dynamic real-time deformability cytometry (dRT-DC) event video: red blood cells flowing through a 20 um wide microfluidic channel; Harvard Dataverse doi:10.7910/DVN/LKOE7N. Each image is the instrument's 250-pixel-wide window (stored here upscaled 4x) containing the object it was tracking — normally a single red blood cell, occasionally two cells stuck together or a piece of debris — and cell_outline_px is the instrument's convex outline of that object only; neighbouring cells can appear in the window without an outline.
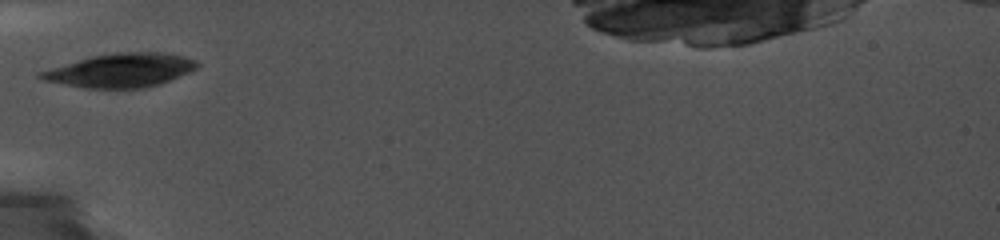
{"species": "common noctule bat (a hibernating species)", "species_latin": "Nyctalus noctula", "temperature_condition": "cold", "stored_images_in_passage": 5, "camera_frame_rate_fps": 5000, "um_per_image_px": 0.085, "animal": {"sex": "female", "body_mass_g": 19.0, "forearm_length_mm": 56.7}, "frame": {"image": 1, "passage_image": 1, "time_ms": 0.0, "image_size_px": [1000, 240], "cell_outline_px": [[200, 64], [196, 68], [188, 72], [168, 80], [144, 88], [84, 88], [44, 80], [36, 76], [36, 72], [92, 56], [116, 52], [164, 52], [184, 56], [196, 60]], "centroid_in_image_um": [10.23, 5.97], "position_along_channel_um": 74.8, "area_um2": 30.52}}